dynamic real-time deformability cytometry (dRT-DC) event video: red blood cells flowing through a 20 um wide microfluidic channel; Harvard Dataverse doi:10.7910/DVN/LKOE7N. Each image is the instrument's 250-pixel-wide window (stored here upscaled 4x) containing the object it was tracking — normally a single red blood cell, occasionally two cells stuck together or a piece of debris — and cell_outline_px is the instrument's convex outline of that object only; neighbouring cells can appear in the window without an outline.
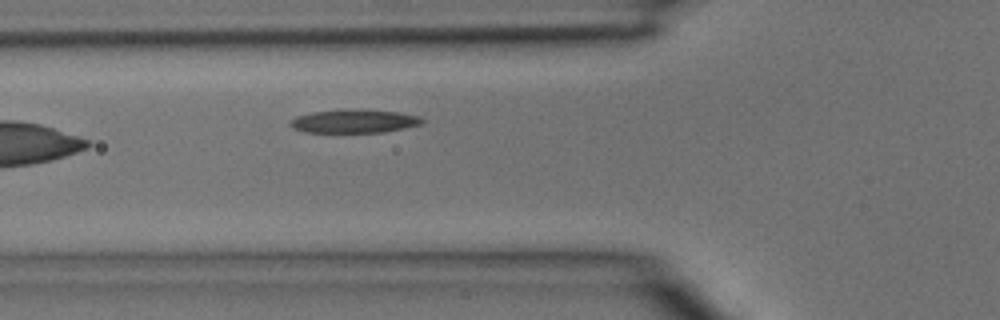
{"species": "common noctule bat (a hibernating species)", "species_latin": "Nyctalus noctula", "temperature_condition": "room temperature", "stored_images_in_passage": 4, "segment_of_instrument_passage": [2, 2], "camera_frame_rate_fps": 3000, "um_per_image_px": 0.085, "animal": {"sex": "male", "body_mass_g": 15.6}, "frame": {"image": 1, "passage_image": 4, "time_ms": 1.0, "image_size_px": [1000, 320], "cell_outline_px": [[424, 120], [420, 124], [404, 128], [384, 132], [304, 132], [292, 128], [288, 124], [288, 120], [296, 116], [312, 112], [344, 108], [352, 108], [400, 112], [420, 116]], "centroid_in_image_um": [30.05, 10.28], "position_along_channel_um": 95.8, "area_um2": 18.38}}